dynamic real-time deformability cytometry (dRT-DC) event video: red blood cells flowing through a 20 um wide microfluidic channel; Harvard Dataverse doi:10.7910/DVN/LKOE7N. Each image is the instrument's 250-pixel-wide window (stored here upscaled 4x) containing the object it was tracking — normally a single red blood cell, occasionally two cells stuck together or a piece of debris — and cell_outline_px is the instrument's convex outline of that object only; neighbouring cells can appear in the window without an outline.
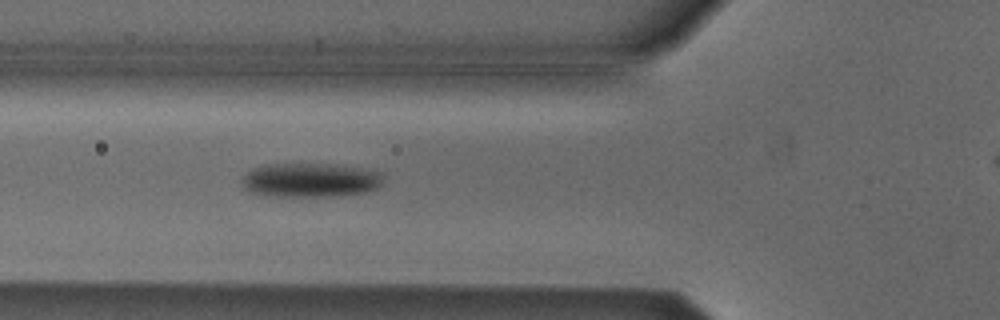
{"species": "Egyptian fruit bat (a non-hibernating species)", "species_latin": "Rousettus aegyptiacus", "temperature_condition": "cold", "stored_images_in_passage": 33, "camera_frame_rate_fps": 3000, "um_per_image_px": 0.085, "animal": {"sex": "male"}, "frame": {"image": 1, "passage_image": 5, "time_ms": 1.333, "image_size_px": [1000, 320], "cell_outline_px": [[384, 176], [380, 188], [368, 192], [328, 196], [276, 196], [252, 192], [244, 188], [244, 176], [252, 168], [272, 164], [332, 164], [360, 168], [380, 172]], "centroid_in_image_um": [26.45, 15.31], "position_along_channel_um": 99.3, "area_um2": 27.86}}
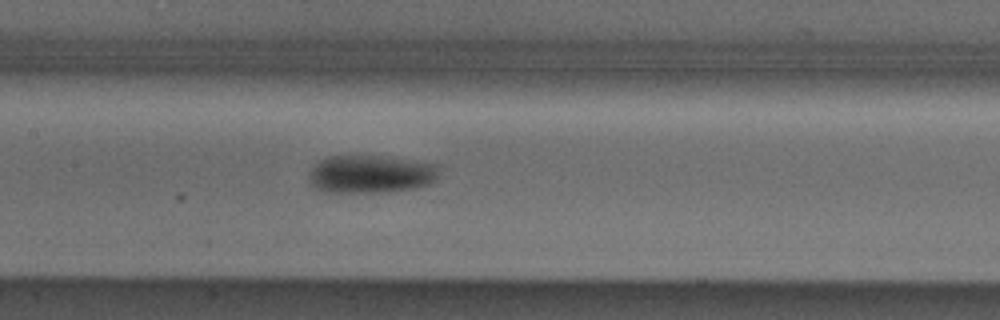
{"frame": {"image": 2, "passage_image": 11, "time_ms": 3.333, "image_size_px": [1000, 320], "cell_outline_px": [[440, 172], [436, 180], [428, 184], [416, 188], [388, 192], [324, 192], [316, 188], [308, 180], [308, 172], [312, 164], [328, 156], [380, 156], [440, 164]], "centroid_in_image_um": [31.51, 14.8], "position_along_channel_um": 175.9, "area_um2": 29.25}}
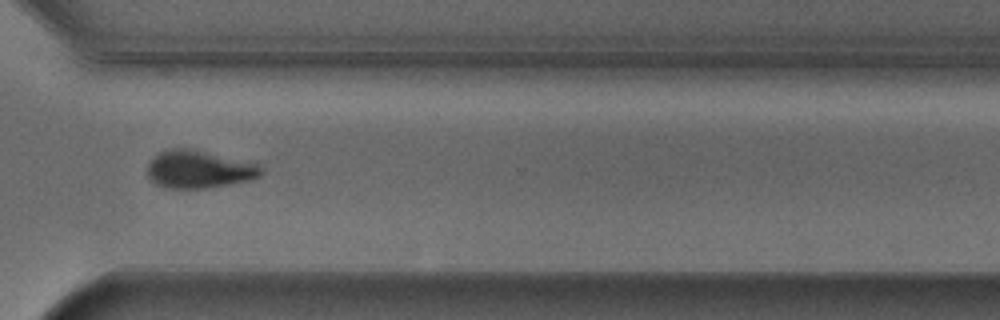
{"frame": {"image": 3, "passage_image": 25, "time_ms": 8.0, "image_size_px": [1000, 320], "cell_outline_px": [[264, 172], [260, 176], [252, 180], [208, 188], [164, 188], [156, 184], [148, 176], [148, 164], [160, 152], [168, 148], [192, 148], [256, 160], [264, 168]], "centroid_in_image_um": [17.05, 14.36], "position_along_channel_um": 353.5, "area_um2": 26.01}}